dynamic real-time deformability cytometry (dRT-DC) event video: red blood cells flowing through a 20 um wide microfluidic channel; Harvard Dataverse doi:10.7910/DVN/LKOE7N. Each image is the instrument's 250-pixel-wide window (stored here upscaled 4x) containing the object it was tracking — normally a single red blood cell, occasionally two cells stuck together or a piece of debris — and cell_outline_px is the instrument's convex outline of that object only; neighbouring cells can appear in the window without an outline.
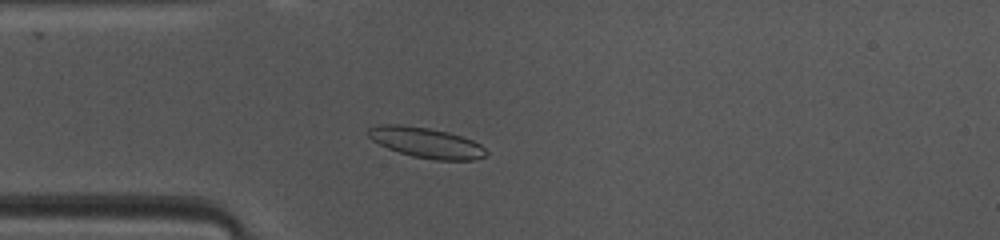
{"species": "common noctule bat (a hibernating species)", "species_latin": "Nyctalus noctula", "temperature_condition": "warm", "stored_images_in_passage": 39, "camera_frame_rate_fps": 3000, "um_per_image_px": 0.085, "animal": {"sex": "female", "body_mass_g": 10.0, "forearm_length_mm": 53.1}, "frame": {"image": 1, "passage_image": 8, "time_ms": 2.333, "image_size_px": [1000, 240], "cell_outline_px": [[488, 152], [484, 156], [476, 160], [436, 160], [412, 156], [388, 148], [372, 140], [368, 136], [368, 128], [380, 124], [400, 124], [428, 128], [448, 132], [472, 140], [480, 144]], "centroid_in_image_um": [36.22, 12.12], "position_along_channel_um": 48.8, "area_um2": 20.75}}
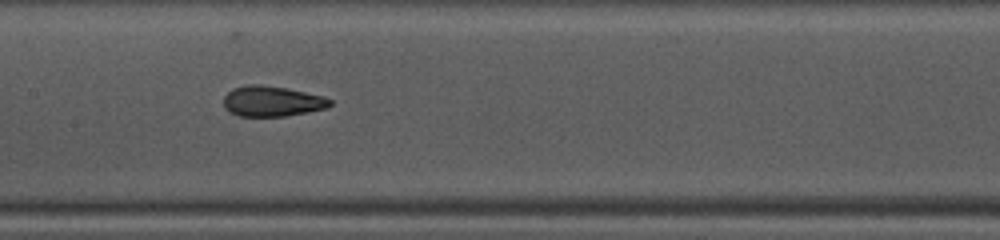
{"frame": {"image": 2, "passage_image": 18, "time_ms": 5.667, "image_size_px": [1000, 240], "cell_outline_px": [[332, 104], [328, 108], [308, 112], [284, 116], [240, 116], [224, 108], [224, 96], [232, 88], [248, 84], [260, 84], [288, 88], [324, 96], [332, 100]], "centroid_in_image_um": [23.15, 8.59], "position_along_channel_um": 184.3, "area_um2": 19.02}}
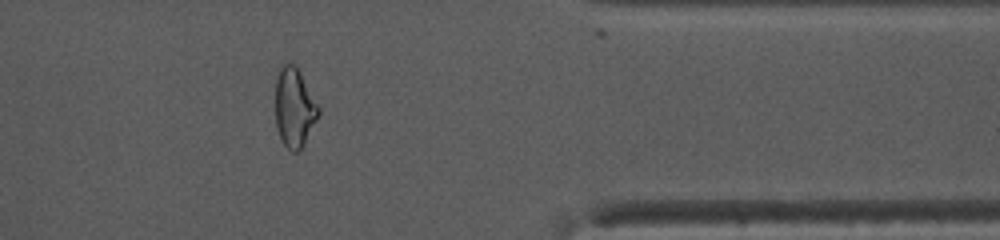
{"frame": {"image": 3, "passage_image": 34, "time_ms": 11.0, "image_size_px": [1000, 240], "cell_outline_px": [[320, 112], [304, 144], [296, 152], [292, 152], [284, 144], [276, 128], [276, 76], [280, 68], [284, 64], [292, 64], [300, 72], [320, 108]], "centroid_in_image_um": [25.01, 9.15], "position_along_channel_um": 386.4, "area_um2": 19.54}, "authors_computed_cell_mechanics": {"area_um2": 19.2474, "velocity_mm_per_s": 4.1877, "shape_relaxation_time_tau1_ms": 4.9946, "shape_relaxation_time_tau2_ms": 1.2357, "deformation_change_tau1": 0.197, "deformation_change_tau2": 0.0831}}